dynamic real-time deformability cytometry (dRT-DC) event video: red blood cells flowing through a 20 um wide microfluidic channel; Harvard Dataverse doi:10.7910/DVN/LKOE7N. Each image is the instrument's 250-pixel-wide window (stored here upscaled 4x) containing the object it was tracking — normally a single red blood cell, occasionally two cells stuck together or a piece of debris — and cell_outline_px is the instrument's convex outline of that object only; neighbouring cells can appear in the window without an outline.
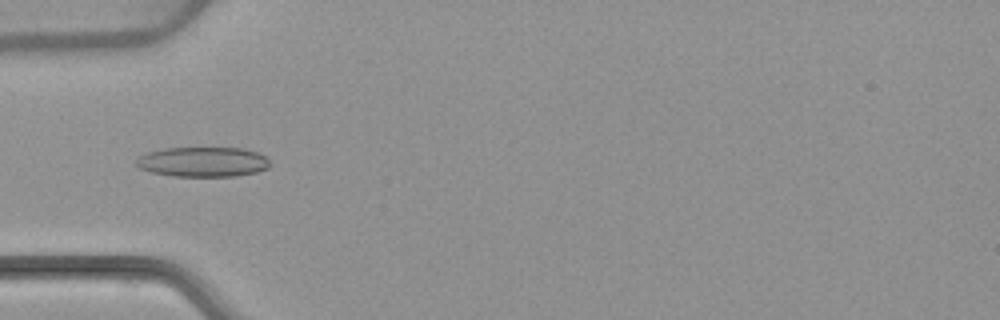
{"species": "common noctule bat (a hibernating species)", "species_latin": "Nyctalus noctula", "temperature_condition": "warm", "stored_images_in_passage": 6, "camera_frame_rate_fps": 3000, "um_per_image_px": 0.085, "animal": {"sex": "female", "body_mass_g": 22.7, "forearm_length_mm": 54.2}, "frame": {"image": 1, "passage_image": 5, "time_ms": 4.667, "image_size_px": [1000, 320], "cell_outline_px": [[272, 164], [268, 168], [256, 172], [236, 176], [172, 176], [152, 172], [136, 168], [136, 160], [144, 152], [164, 148], [244, 148], [268, 156]], "centroid_in_image_um": [17.25, 13.75], "position_along_channel_um": 67.7, "area_um2": 23.64}}
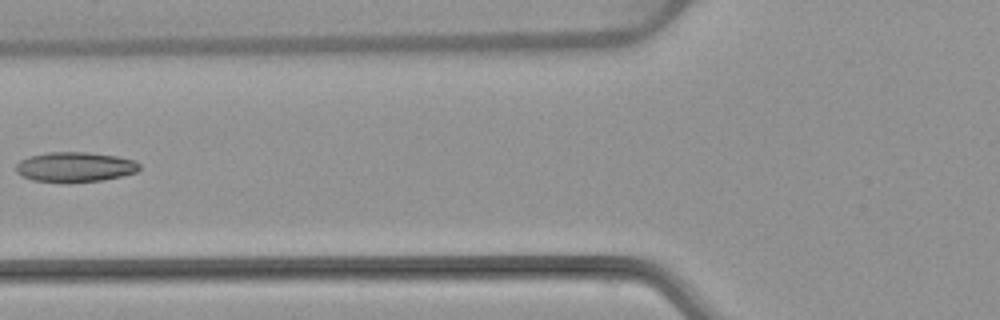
{"frame": {"image": 2, "passage_image": 6, "time_ms": 6.0, "image_size_px": [1000, 320], "cell_outline_px": [[140, 168], [136, 172], [120, 176], [100, 180], [32, 180], [16, 172], [16, 164], [20, 160], [28, 156], [48, 152], [84, 152], [116, 156], [136, 160], [140, 164]], "centroid_in_image_um": [6.38, 14.15], "position_along_channel_um": 119.4, "area_um2": 20.81}}